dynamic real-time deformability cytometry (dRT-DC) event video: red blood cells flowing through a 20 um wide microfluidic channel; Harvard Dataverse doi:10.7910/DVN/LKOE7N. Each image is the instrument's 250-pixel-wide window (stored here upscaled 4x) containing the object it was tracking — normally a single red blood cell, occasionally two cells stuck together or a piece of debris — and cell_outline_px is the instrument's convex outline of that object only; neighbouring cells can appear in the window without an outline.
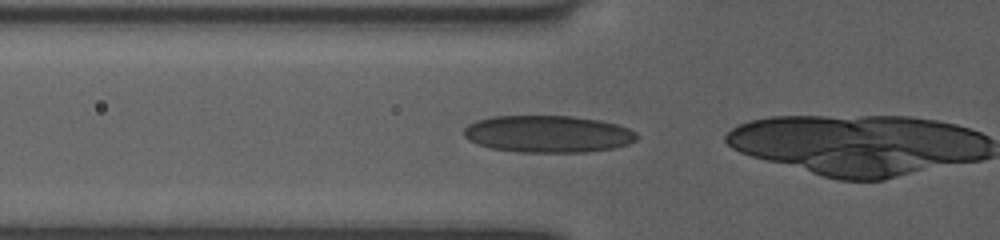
{"species": "human", "species_latin": "Homo sapiens", "temperature_condition": "room temperature", "stored_images_in_passage": 7, "camera_frame_rate_fps": 3000, "um_per_image_px": 0.085, "donor": {"sex": "female"}, "frame": {"image": 1, "passage_image": 6, "time_ms": 2.333, "image_size_px": [1000, 240], "cell_outline_px": [[640, 136], [636, 140], [628, 144], [612, 148], [588, 152], [520, 152], [488, 148], [476, 144], [468, 140], [464, 136], [464, 128], [468, 124], [476, 120], [492, 116], [572, 116], [600, 120], [616, 124], [628, 128], [636, 132]], "centroid_in_image_um": [46.56, 11.39], "position_along_channel_um": 79.2, "area_um2": 37.63}}